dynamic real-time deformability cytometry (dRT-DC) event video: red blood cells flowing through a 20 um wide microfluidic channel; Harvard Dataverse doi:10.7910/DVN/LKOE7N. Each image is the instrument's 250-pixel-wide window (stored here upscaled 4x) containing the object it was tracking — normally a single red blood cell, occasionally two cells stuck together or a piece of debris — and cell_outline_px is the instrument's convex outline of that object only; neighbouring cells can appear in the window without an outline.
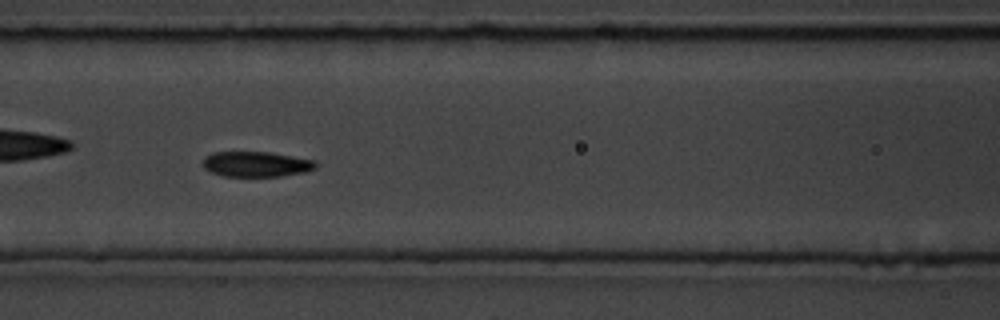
{"species": "common noctule bat (a hibernating species)", "species_latin": "Nyctalus noctula", "temperature_condition": "room temperature", "stored_images_in_passage": 59, "camera_frame_rate_fps": 3000, "um_per_image_px": 0.085, "animal": {"sex": "male", "body_mass_g": 19.5, "forearm_length_mm": 54.6}, "frame": {"image": 1, "passage_image": 26, "time_ms": 8.333, "image_size_px": [1000, 320], "cell_outline_px": [[316, 168], [304, 172], [280, 176], [224, 176], [212, 172], [204, 168], [204, 156], [212, 152], [268, 152], [316, 160]], "centroid_in_image_um": [21.78, 13.94], "position_along_channel_um": 144.8, "area_um2": 16.53}, "authors_computed_cell_mechanics": {"area_um2": 16.8198, "velocity_mm_per_s": 3.5318, "shape_relaxation_time_tau1_ms": 2.7899, "shape_relaxation_time_tau2_ms": 3.1652, "deformation_change_tau1": 0.1183, "deformation_change_tau2": 0.0303}}